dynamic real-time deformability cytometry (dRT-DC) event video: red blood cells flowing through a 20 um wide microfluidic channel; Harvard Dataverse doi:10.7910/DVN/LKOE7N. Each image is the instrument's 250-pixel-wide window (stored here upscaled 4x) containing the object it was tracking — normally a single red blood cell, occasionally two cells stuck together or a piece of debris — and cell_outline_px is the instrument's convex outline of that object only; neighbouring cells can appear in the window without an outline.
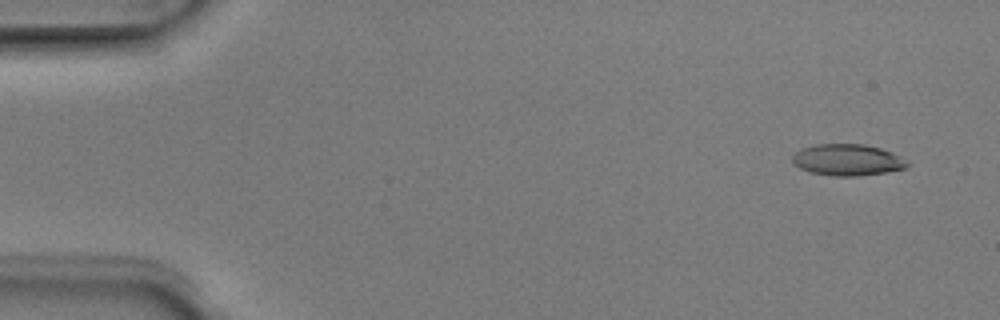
{"species": "Egyptian fruit bat (a non-hibernating species)", "species_latin": "Rousettus aegyptiacus", "temperature_condition": "room temperature", "stored_images_in_passage": 4, "camera_frame_rate_fps": 3000, "um_per_image_px": 0.085, "animal": {"sex": "male"}, "frame": {"image": 1, "passage_image": 1, "time_ms": 0.0, "image_size_px": [1000, 320], "cell_outline_px": [[908, 164], [904, 168], [884, 172], [860, 176], [832, 176], [808, 172], [800, 168], [792, 160], [792, 156], [796, 152], [804, 148], [816, 144], [864, 144], [880, 148], [892, 152], [908, 160]], "centroid_in_image_um": [72.04, 13.59], "position_along_channel_um": 13.0, "area_um2": 20.98}}
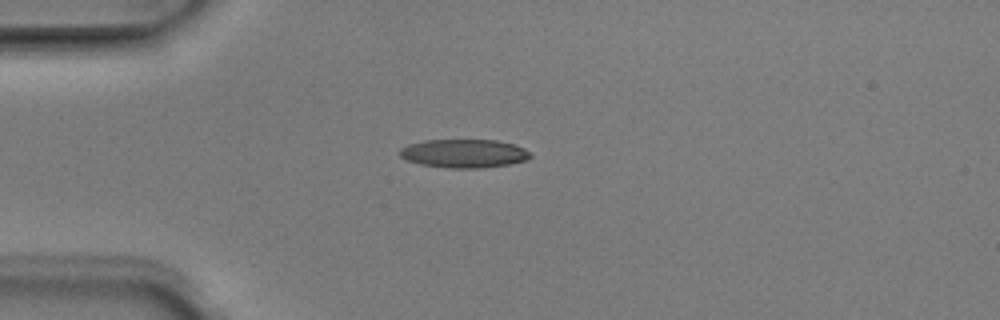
{"frame": {"image": 2, "passage_image": 3, "time_ms": 0.667, "image_size_px": [1000, 320], "cell_outline_px": [[532, 156], [528, 160], [508, 164], [480, 168], [448, 168], [420, 164], [404, 160], [400, 156], [400, 148], [408, 144], [424, 140], [496, 140], [516, 144], [532, 152]], "centroid_in_image_um": [39.46, 13.04], "position_along_channel_um": 45.5, "area_um2": 21.96}}